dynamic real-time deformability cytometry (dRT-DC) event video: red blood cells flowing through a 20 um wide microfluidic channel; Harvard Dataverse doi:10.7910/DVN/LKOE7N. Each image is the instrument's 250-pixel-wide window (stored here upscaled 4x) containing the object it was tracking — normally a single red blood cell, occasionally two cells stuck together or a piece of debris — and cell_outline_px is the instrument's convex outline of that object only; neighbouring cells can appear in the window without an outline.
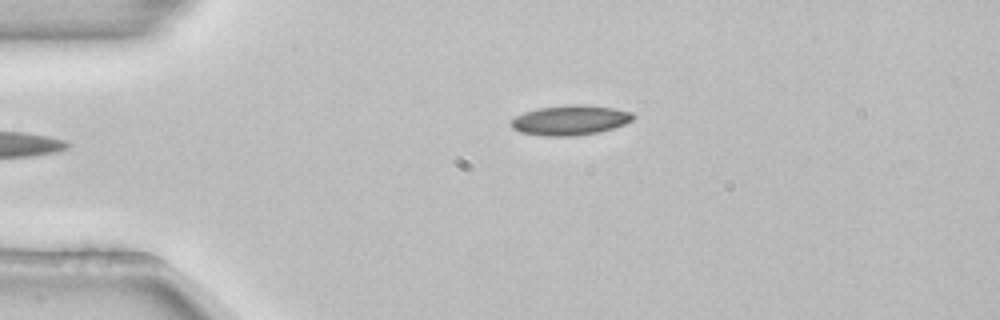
{"species": "common noctule bat (a hibernating species)", "species_latin": "Nyctalus noctula", "temperature_condition": "room temperature", "stored_images_in_passage": 5, "camera_frame_rate_fps": 3000, "um_per_image_px": 0.085, "animal": {"sex": "female", "body_mass_g": 22.7, "forearm_length_mm": 54.2}, "frame": {"image": 1, "passage_image": 5, "time_ms": 1.333, "image_size_px": [1000, 320], "cell_outline_px": [[636, 116], [632, 120], [624, 124], [600, 132], [576, 136], [544, 136], [520, 132], [512, 128], [512, 120], [516, 116], [524, 112], [536, 108], [572, 104], [580, 104], [612, 108], [632, 112]], "centroid_in_image_um": [48.47, 10.21], "position_along_channel_um": 36.5, "area_um2": 21.27}}